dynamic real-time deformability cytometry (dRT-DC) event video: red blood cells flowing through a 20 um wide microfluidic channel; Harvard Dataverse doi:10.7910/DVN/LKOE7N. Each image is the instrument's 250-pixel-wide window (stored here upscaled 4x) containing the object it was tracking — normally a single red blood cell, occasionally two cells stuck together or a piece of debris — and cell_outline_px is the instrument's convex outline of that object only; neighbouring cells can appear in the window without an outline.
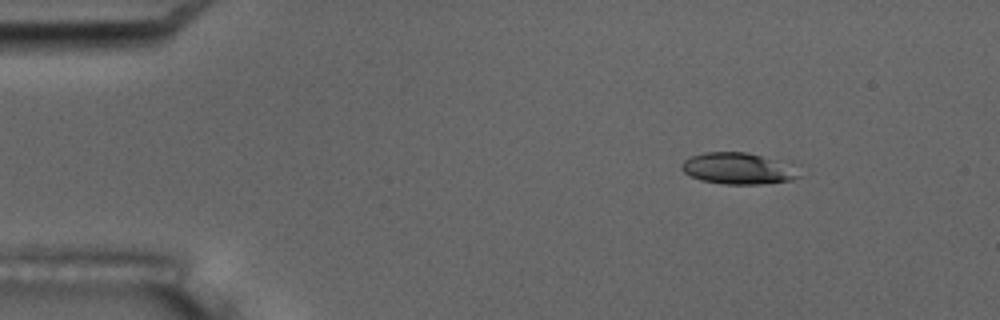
{"species": "common noctule bat (a hibernating species)", "species_latin": "Nyctalus noctula", "temperature_condition": "room temperature", "stored_images_in_passage": 6, "camera_frame_rate_fps": 3000, "um_per_image_px": 0.085, "animal": {"sex": "male", "body_mass_g": 17.5, "forearm_length_mm": 52.3}, "frame": {"image": 1, "passage_image": 2, "time_ms": 1.333, "image_size_px": [1000, 320], "cell_outline_px": [[800, 176], [792, 180], [760, 184], [724, 184], [700, 180], [684, 172], [680, 168], [680, 164], [684, 160], [692, 156], [704, 152], [744, 152], [792, 160], [800, 164]], "centroid_in_image_um": [62.91, 14.3], "position_along_channel_um": 22.1, "area_um2": 22.48}}